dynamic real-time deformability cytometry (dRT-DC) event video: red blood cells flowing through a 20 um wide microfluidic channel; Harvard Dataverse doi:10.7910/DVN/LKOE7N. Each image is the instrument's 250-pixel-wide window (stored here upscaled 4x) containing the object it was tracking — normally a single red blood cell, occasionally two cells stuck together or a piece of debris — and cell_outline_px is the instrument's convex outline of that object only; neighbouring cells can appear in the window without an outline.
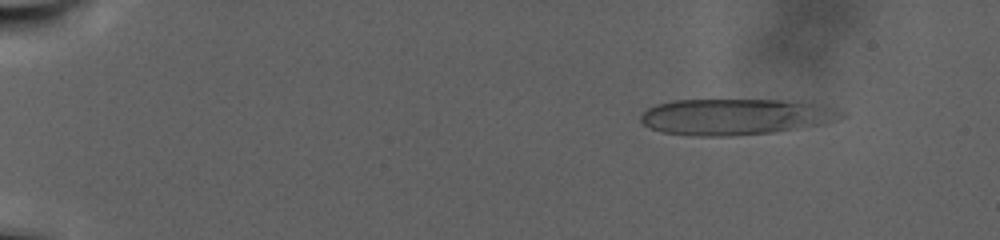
{"species": "human", "species_latin": "Homo sapiens", "temperature_condition": "warm", "stored_images_in_passage": 107, "camera_frame_rate_fps": 3000, "um_per_image_px": 0.085, "donor": {"sex": "male"}, "frame": {"image": 1, "passage_image": 15, "time_ms": 4.667, "image_size_px": [1000, 240], "cell_outline_px": [[848, 116], [824, 124], [772, 132], [728, 136], [692, 136], [660, 132], [648, 128], [640, 120], [640, 116], [648, 108], [656, 104], [672, 100], [780, 100], [820, 104], [836, 108], [848, 112]], "centroid_in_image_um": [62.54, 9.92], "position_along_channel_um": 22.5, "area_um2": 42.6}}
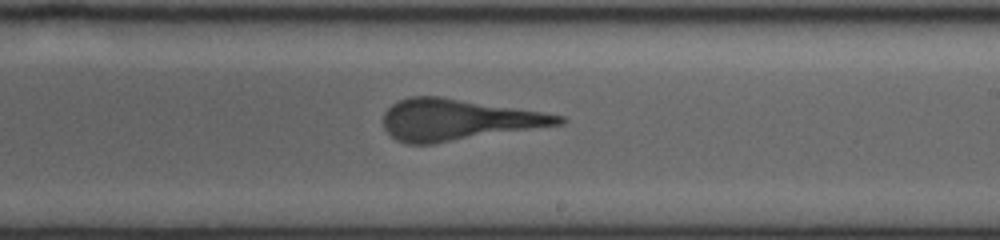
{"frame": {"image": 2, "passage_image": 68, "time_ms": 22.333, "image_size_px": [1000, 240], "cell_outline_px": [[568, 120], [564, 124], [432, 144], [408, 144], [396, 140], [384, 128], [384, 112], [392, 104], [400, 100], [412, 96], [440, 96], [544, 112], [564, 116]], "centroid_in_image_um": [38.95, 10.18], "position_along_channel_um": 250.0, "area_um2": 42.14}}
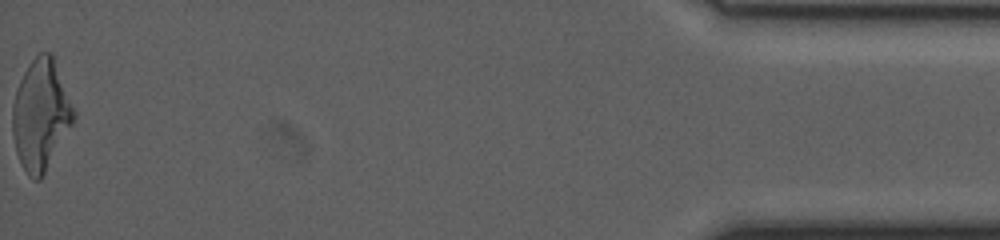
{"frame": {"image": 3, "passage_image": 107, "time_ms": 35.333, "image_size_px": [1000, 240], "cell_outline_px": [[76, 116], [72, 124], [40, 180], [32, 180], [28, 176], [16, 152], [12, 136], [12, 104], [16, 88], [28, 64], [40, 52], [52, 52], [76, 112]], "centroid_in_image_um": [3.46, 9.73], "position_along_channel_um": 431.7, "area_um2": 39.42}}